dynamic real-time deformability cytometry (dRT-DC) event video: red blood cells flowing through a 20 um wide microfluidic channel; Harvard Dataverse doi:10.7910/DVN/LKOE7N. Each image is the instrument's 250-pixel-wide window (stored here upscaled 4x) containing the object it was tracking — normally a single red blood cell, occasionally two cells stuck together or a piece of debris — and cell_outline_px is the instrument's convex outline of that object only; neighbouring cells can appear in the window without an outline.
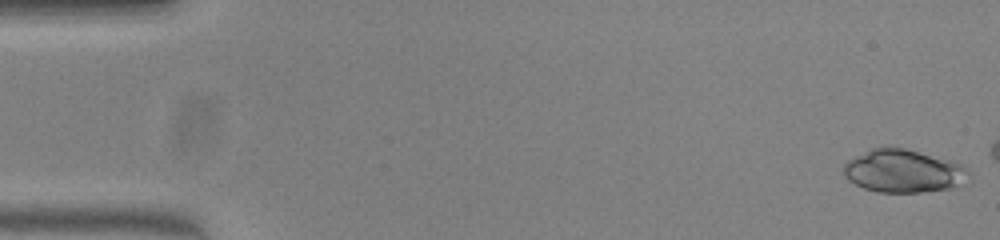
{"species": "common noctule bat (a hibernating species)", "species_latin": "Nyctalus noctula", "temperature_condition": "warm", "stored_images_in_passage": 10, "camera_frame_rate_fps": 3000, "um_per_image_px": 0.085, "animal": {"sex": "female", "body_mass_g": 23.0, "forearm_length_mm": 53.4}, "frame": {"image": 1, "passage_image": 1, "time_ms": 0.0, "image_size_px": [1000, 240], "cell_outline_px": [[972, 176], [948, 188], [920, 192], [876, 192], [864, 188], [848, 180], [844, 176], [844, 164], [848, 160], [872, 148], [904, 148], [952, 160], [968, 168]], "centroid_in_image_um": [76.78, 14.54], "position_along_channel_um": 8.2, "area_um2": 30.98}}